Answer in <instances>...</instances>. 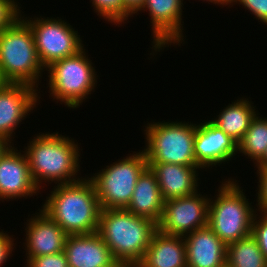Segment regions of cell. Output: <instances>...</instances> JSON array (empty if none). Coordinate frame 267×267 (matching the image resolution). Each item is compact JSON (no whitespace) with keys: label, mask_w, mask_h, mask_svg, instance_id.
I'll return each instance as SVG.
<instances>
[{"label":"cell","mask_w":267,"mask_h":267,"mask_svg":"<svg viewBox=\"0 0 267 267\" xmlns=\"http://www.w3.org/2000/svg\"><path fill=\"white\" fill-rule=\"evenodd\" d=\"M20 17L32 30L38 58L44 68L57 60L73 56L84 48L78 31L59 17H30L31 20L22 14Z\"/></svg>","instance_id":"obj_9"},{"label":"cell","mask_w":267,"mask_h":267,"mask_svg":"<svg viewBox=\"0 0 267 267\" xmlns=\"http://www.w3.org/2000/svg\"><path fill=\"white\" fill-rule=\"evenodd\" d=\"M145 128L147 145L143 151L147 163H172L200 167L194 155L196 124L161 121L147 123Z\"/></svg>","instance_id":"obj_6"},{"label":"cell","mask_w":267,"mask_h":267,"mask_svg":"<svg viewBox=\"0 0 267 267\" xmlns=\"http://www.w3.org/2000/svg\"><path fill=\"white\" fill-rule=\"evenodd\" d=\"M140 263L144 267H187L184 237L157 230Z\"/></svg>","instance_id":"obj_20"},{"label":"cell","mask_w":267,"mask_h":267,"mask_svg":"<svg viewBox=\"0 0 267 267\" xmlns=\"http://www.w3.org/2000/svg\"><path fill=\"white\" fill-rule=\"evenodd\" d=\"M31 140L24 152L33 181L39 189H42L43 180L59 185L81 179L76 177L80 170V147L74 138L48 132L39 133Z\"/></svg>","instance_id":"obj_3"},{"label":"cell","mask_w":267,"mask_h":267,"mask_svg":"<svg viewBox=\"0 0 267 267\" xmlns=\"http://www.w3.org/2000/svg\"><path fill=\"white\" fill-rule=\"evenodd\" d=\"M26 258V267H69L64 251L56 254Z\"/></svg>","instance_id":"obj_25"},{"label":"cell","mask_w":267,"mask_h":267,"mask_svg":"<svg viewBox=\"0 0 267 267\" xmlns=\"http://www.w3.org/2000/svg\"><path fill=\"white\" fill-rule=\"evenodd\" d=\"M226 267H267V260L250 235L226 245Z\"/></svg>","instance_id":"obj_22"},{"label":"cell","mask_w":267,"mask_h":267,"mask_svg":"<svg viewBox=\"0 0 267 267\" xmlns=\"http://www.w3.org/2000/svg\"><path fill=\"white\" fill-rule=\"evenodd\" d=\"M10 146L0 157V200L27 198L39 193L25 152Z\"/></svg>","instance_id":"obj_13"},{"label":"cell","mask_w":267,"mask_h":267,"mask_svg":"<svg viewBox=\"0 0 267 267\" xmlns=\"http://www.w3.org/2000/svg\"><path fill=\"white\" fill-rule=\"evenodd\" d=\"M243 5L244 8L253 14L258 21L267 25V0H233L232 3Z\"/></svg>","instance_id":"obj_28"},{"label":"cell","mask_w":267,"mask_h":267,"mask_svg":"<svg viewBox=\"0 0 267 267\" xmlns=\"http://www.w3.org/2000/svg\"><path fill=\"white\" fill-rule=\"evenodd\" d=\"M16 0H0V31L10 27L21 14Z\"/></svg>","instance_id":"obj_26"},{"label":"cell","mask_w":267,"mask_h":267,"mask_svg":"<svg viewBox=\"0 0 267 267\" xmlns=\"http://www.w3.org/2000/svg\"><path fill=\"white\" fill-rule=\"evenodd\" d=\"M187 267H226V244L209 226L184 236Z\"/></svg>","instance_id":"obj_17"},{"label":"cell","mask_w":267,"mask_h":267,"mask_svg":"<svg viewBox=\"0 0 267 267\" xmlns=\"http://www.w3.org/2000/svg\"><path fill=\"white\" fill-rule=\"evenodd\" d=\"M252 104L248 98L237 99L219 112L217 118L214 117V120L212 118L210 121L239 143L249 128L251 120L259 114Z\"/></svg>","instance_id":"obj_21"},{"label":"cell","mask_w":267,"mask_h":267,"mask_svg":"<svg viewBox=\"0 0 267 267\" xmlns=\"http://www.w3.org/2000/svg\"><path fill=\"white\" fill-rule=\"evenodd\" d=\"M256 171L258 174V192H257V203L256 206L260 213L267 214V168H257Z\"/></svg>","instance_id":"obj_29"},{"label":"cell","mask_w":267,"mask_h":267,"mask_svg":"<svg viewBox=\"0 0 267 267\" xmlns=\"http://www.w3.org/2000/svg\"><path fill=\"white\" fill-rule=\"evenodd\" d=\"M158 225L127 209H101L97 233L121 267L140 263Z\"/></svg>","instance_id":"obj_2"},{"label":"cell","mask_w":267,"mask_h":267,"mask_svg":"<svg viewBox=\"0 0 267 267\" xmlns=\"http://www.w3.org/2000/svg\"><path fill=\"white\" fill-rule=\"evenodd\" d=\"M217 193L215 199H209L208 226L226 245L250 236L257 211L237 180L222 182Z\"/></svg>","instance_id":"obj_5"},{"label":"cell","mask_w":267,"mask_h":267,"mask_svg":"<svg viewBox=\"0 0 267 267\" xmlns=\"http://www.w3.org/2000/svg\"><path fill=\"white\" fill-rule=\"evenodd\" d=\"M208 196L198 193L164 201L158 230L175 236H186L190 232L208 226Z\"/></svg>","instance_id":"obj_10"},{"label":"cell","mask_w":267,"mask_h":267,"mask_svg":"<svg viewBox=\"0 0 267 267\" xmlns=\"http://www.w3.org/2000/svg\"><path fill=\"white\" fill-rule=\"evenodd\" d=\"M14 240L8 233H4L3 230L0 231V267L11 256L10 254L14 250Z\"/></svg>","instance_id":"obj_30"},{"label":"cell","mask_w":267,"mask_h":267,"mask_svg":"<svg viewBox=\"0 0 267 267\" xmlns=\"http://www.w3.org/2000/svg\"><path fill=\"white\" fill-rule=\"evenodd\" d=\"M123 1V23L140 10L145 0H122Z\"/></svg>","instance_id":"obj_31"},{"label":"cell","mask_w":267,"mask_h":267,"mask_svg":"<svg viewBox=\"0 0 267 267\" xmlns=\"http://www.w3.org/2000/svg\"><path fill=\"white\" fill-rule=\"evenodd\" d=\"M147 166L145 152L140 150L90 176L101 209H125L132 198L139 175Z\"/></svg>","instance_id":"obj_8"},{"label":"cell","mask_w":267,"mask_h":267,"mask_svg":"<svg viewBox=\"0 0 267 267\" xmlns=\"http://www.w3.org/2000/svg\"><path fill=\"white\" fill-rule=\"evenodd\" d=\"M8 82L3 78L0 70V89H2Z\"/></svg>","instance_id":"obj_35"},{"label":"cell","mask_w":267,"mask_h":267,"mask_svg":"<svg viewBox=\"0 0 267 267\" xmlns=\"http://www.w3.org/2000/svg\"><path fill=\"white\" fill-rule=\"evenodd\" d=\"M164 200L154 173L147 166L139 175L132 198L125 208L129 212L159 223Z\"/></svg>","instance_id":"obj_19"},{"label":"cell","mask_w":267,"mask_h":267,"mask_svg":"<svg viewBox=\"0 0 267 267\" xmlns=\"http://www.w3.org/2000/svg\"><path fill=\"white\" fill-rule=\"evenodd\" d=\"M128 267H144V266L141 263H136V264L130 265Z\"/></svg>","instance_id":"obj_36"},{"label":"cell","mask_w":267,"mask_h":267,"mask_svg":"<svg viewBox=\"0 0 267 267\" xmlns=\"http://www.w3.org/2000/svg\"><path fill=\"white\" fill-rule=\"evenodd\" d=\"M256 116L251 120L242 140L238 143V153L251 158L254 165L263 157L267 149V117Z\"/></svg>","instance_id":"obj_23"},{"label":"cell","mask_w":267,"mask_h":267,"mask_svg":"<svg viewBox=\"0 0 267 267\" xmlns=\"http://www.w3.org/2000/svg\"><path fill=\"white\" fill-rule=\"evenodd\" d=\"M41 207L68 235L97 232L101 207L89 177L57 184Z\"/></svg>","instance_id":"obj_1"},{"label":"cell","mask_w":267,"mask_h":267,"mask_svg":"<svg viewBox=\"0 0 267 267\" xmlns=\"http://www.w3.org/2000/svg\"><path fill=\"white\" fill-rule=\"evenodd\" d=\"M259 215L260 216H258L257 212V214L254 216L251 235L256 239L258 246L267 260V214L259 213Z\"/></svg>","instance_id":"obj_27"},{"label":"cell","mask_w":267,"mask_h":267,"mask_svg":"<svg viewBox=\"0 0 267 267\" xmlns=\"http://www.w3.org/2000/svg\"><path fill=\"white\" fill-rule=\"evenodd\" d=\"M183 0H145L139 11H149L153 41L152 49L159 52L184 40L182 22ZM163 47V48H162Z\"/></svg>","instance_id":"obj_11"},{"label":"cell","mask_w":267,"mask_h":267,"mask_svg":"<svg viewBox=\"0 0 267 267\" xmlns=\"http://www.w3.org/2000/svg\"><path fill=\"white\" fill-rule=\"evenodd\" d=\"M13 144H11L7 139L0 136V157L6 152V150Z\"/></svg>","instance_id":"obj_32"},{"label":"cell","mask_w":267,"mask_h":267,"mask_svg":"<svg viewBox=\"0 0 267 267\" xmlns=\"http://www.w3.org/2000/svg\"><path fill=\"white\" fill-rule=\"evenodd\" d=\"M148 167L156 177L164 201L189 196L198 191L197 169L201 170V167L172 163H148Z\"/></svg>","instance_id":"obj_18"},{"label":"cell","mask_w":267,"mask_h":267,"mask_svg":"<svg viewBox=\"0 0 267 267\" xmlns=\"http://www.w3.org/2000/svg\"><path fill=\"white\" fill-rule=\"evenodd\" d=\"M203 1H205V0H203ZM207 2L209 1V2H211V3H213V4H218V5H231L232 4V6H233V3H232V1L233 0H206Z\"/></svg>","instance_id":"obj_34"},{"label":"cell","mask_w":267,"mask_h":267,"mask_svg":"<svg viewBox=\"0 0 267 267\" xmlns=\"http://www.w3.org/2000/svg\"><path fill=\"white\" fill-rule=\"evenodd\" d=\"M94 11L106 21L116 24L123 23V1L122 0H91Z\"/></svg>","instance_id":"obj_24"},{"label":"cell","mask_w":267,"mask_h":267,"mask_svg":"<svg viewBox=\"0 0 267 267\" xmlns=\"http://www.w3.org/2000/svg\"><path fill=\"white\" fill-rule=\"evenodd\" d=\"M257 168H267V149L263 157L256 163Z\"/></svg>","instance_id":"obj_33"},{"label":"cell","mask_w":267,"mask_h":267,"mask_svg":"<svg viewBox=\"0 0 267 267\" xmlns=\"http://www.w3.org/2000/svg\"><path fill=\"white\" fill-rule=\"evenodd\" d=\"M28 218L25 238L26 257H38L64 251L68 234L43 210Z\"/></svg>","instance_id":"obj_15"},{"label":"cell","mask_w":267,"mask_h":267,"mask_svg":"<svg viewBox=\"0 0 267 267\" xmlns=\"http://www.w3.org/2000/svg\"><path fill=\"white\" fill-rule=\"evenodd\" d=\"M44 69L32 30L21 17L0 31V70L8 83H25L37 89Z\"/></svg>","instance_id":"obj_4"},{"label":"cell","mask_w":267,"mask_h":267,"mask_svg":"<svg viewBox=\"0 0 267 267\" xmlns=\"http://www.w3.org/2000/svg\"><path fill=\"white\" fill-rule=\"evenodd\" d=\"M38 93L25 83H7L0 89V136L13 144L14 130L40 101Z\"/></svg>","instance_id":"obj_12"},{"label":"cell","mask_w":267,"mask_h":267,"mask_svg":"<svg viewBox=\"0 0 267 267\" xmlns=\"http://www.w3.org/2000/svg\"><path fill=\"white\" fill-rule=\"evenodd\" d=\"M85 47L73 56L57 60L47 68L49 93L53 100L65 103L70 109L78 108L97 86L95 68L88 59Z\"/></svg>","instance_id":"obj_7"},{"label":"cell","mask_w":267,"mask_h":267,"mask_svg":"<svg viewBox=\"0 0 267 267\" xmlns=\"http://www.w3.org/2000/svg\"><path fill=\"white\" fill-rule=\"evenodd\" d=\"M64 253L69 267H121L97 232L68 235Z\"/></svg>","instance_id":"obj_16"},{"label":"cell","mask_w":267,"mask_h":267,"mask_svg":"<svg viewBox=\"0 0 267 267\" xmlns=\"http://www.w3.org/2000/svg\"><path fill=\"white\" fill-rule=\"evenodd\" d=\"M238 153V143L210 120L196 124L194 155L201 169L231 161ZM220 163V164H219Z\"/></svg>","instance_id":"obj_14"}]
</instances>
